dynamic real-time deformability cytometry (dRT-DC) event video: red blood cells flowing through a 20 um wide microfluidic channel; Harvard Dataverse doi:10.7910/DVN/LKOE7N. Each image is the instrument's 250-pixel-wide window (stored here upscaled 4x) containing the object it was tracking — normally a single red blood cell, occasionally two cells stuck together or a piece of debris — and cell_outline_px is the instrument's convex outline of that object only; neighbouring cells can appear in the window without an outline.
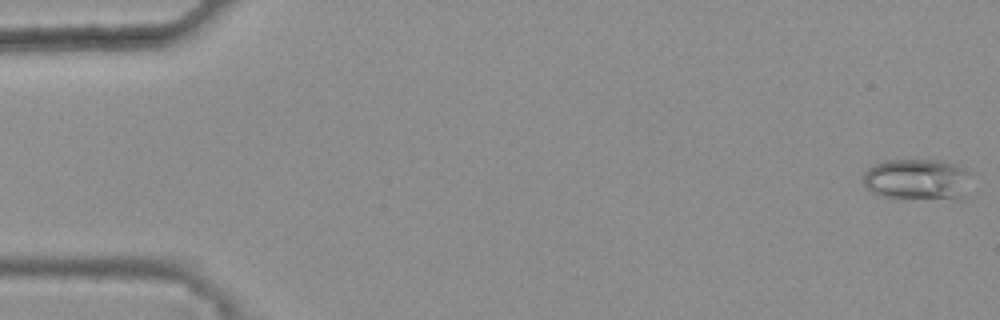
{"species": "common noctule bat (a hibernating species)", "species_latin": "Nyctalus noctula", "temperature_condition": "warm", "stored_images_in_passage": 46, "camera_frame_rate_fps": 3000, "um_per_image_px": 0.085, "animal": {"sex": "female", "body_mass_g": 25.1}, "frame": {"image": 1, "passage_image": 1, "time_ms": 0.0, "image_size_px": [1000, 320], "cell_outline_px": [[972, 172], [964, 200], [956, 200], [880, 196], [864, 188], [864, 172], [868, 168], [884, 160], [940, 160], [956, 164]], "centroid_in_image_um": [78.03, 15.26], "position_along_channel_um": 7.0, "area_um2": 26.47}}
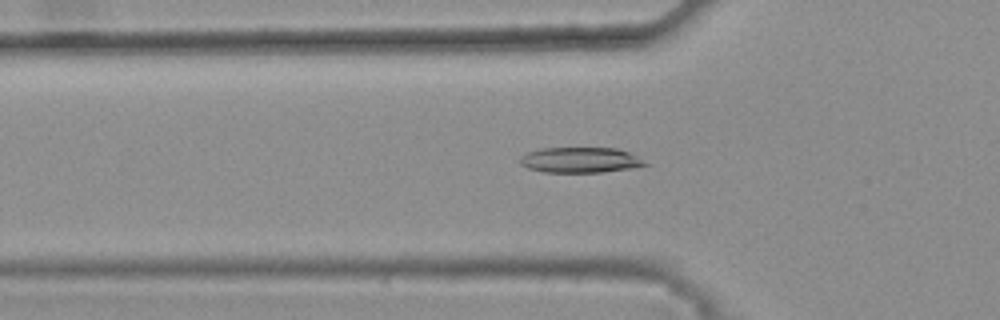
{"frame": {"image": 2, "passage_image": 18, "time_ms": 5.667, "image_size_px": [1000, 320], "cell_outline_px": [[648, 164], [632, 168], [604, 172], [544, 172], [528, 168], [520, 164], [520, 156], [528, 152], [540, 148], [616, 148], [628, 152], [636, 156]], "centroid_in_image_um": [49.28, 13.6], "position_along_channel_um": 76.5, "area_um2": 18.44}}
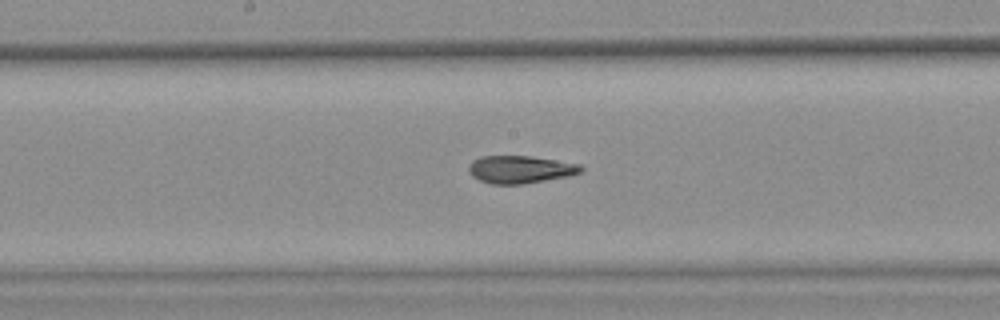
{"frame": {"image": 3, "passage_image": 28, "time_ms": 9.0, "image_size_px": [1000, 320], "cell_outline_px": [[584, 168], [580, 172], [572, 176], [524, 184], [492, 184], [480, 180], [472, 176], [468, 172], [468, 168], [472, 160], [480, 156], [532, 156], [580, 164]], "centroid_in_image_um": [44.23, 14.4], "position_along_channel_um": 204.0, "area_um2": 18.26}, "authors_computed_cell_mechanics": {"area_um2": 18.5827, "velocity_mm_per_s": 3.8165, "shape_relaxation_time_tau1_ms": null, "shape_relaxation_time_tau2_ms": 2.5284, "deformation_change_tau1": null, "deformation_change_tau2": 0.122}}